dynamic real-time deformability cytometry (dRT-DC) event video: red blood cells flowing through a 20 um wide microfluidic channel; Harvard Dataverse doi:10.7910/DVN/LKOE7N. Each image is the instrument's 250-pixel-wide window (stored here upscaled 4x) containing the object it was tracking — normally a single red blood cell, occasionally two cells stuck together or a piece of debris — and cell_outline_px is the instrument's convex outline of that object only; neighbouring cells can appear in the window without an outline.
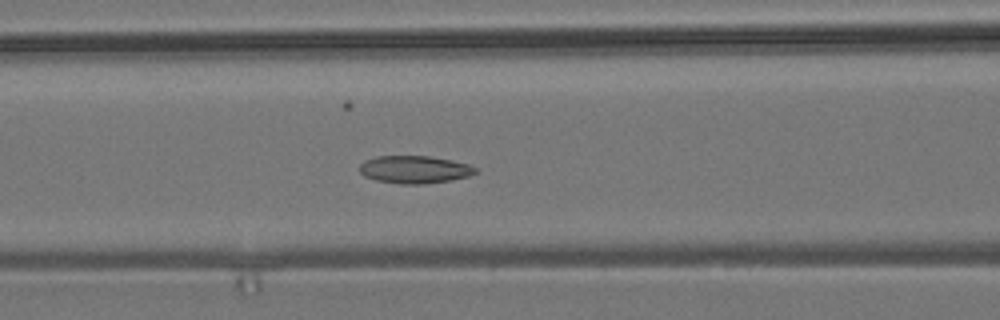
{"species": "common noctule bat (a hibernating species)", "species_latin": "Nyctalus noctula", "temperature_condition": "room temperature", "stored_images_in_passage": 29, "camera_frame_rate_fps": 3000, "um_per_image_px": 0.085, "animal": {"sex": "male", "body_mass_g": 19.2, "forearm_length_mm": 51.8}, "frame": {"image": 1, "passage_image": 23, "time_ms": 7.333, "image_size_px": [1000, 320], "cell_outline_px": [[476, 172], [468, 176], [452, 180], [424, 184], [400, 184], [376, 180], [364, 176], [360, 172], [360, 164], [364, 160], [376, 156], [428, 156], [452, 160], [468, 164], [476, 168]], "centroid_in_image_um": [35.21, 14.41], "position_along_channel_um": 131.4, "area_um2": 18.67}}
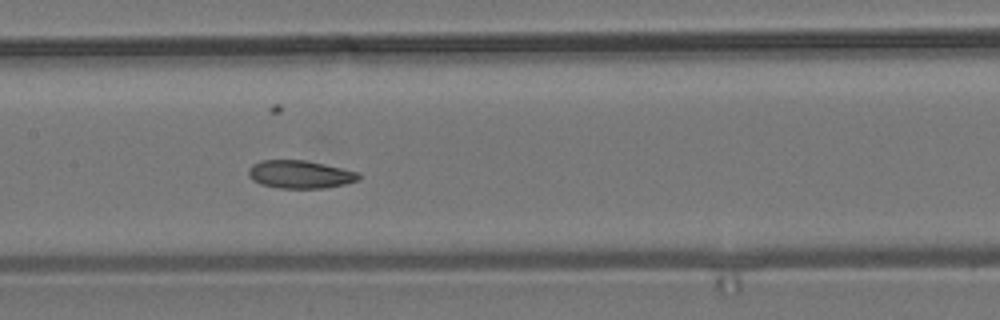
{"frame": {"image": 2, "passage_image": 27, "time_ms": 8.667, "image_size_px": [1000, 320], "cell_outline_px": [[360, 180], [344, 184], [324, 188], [280, 188], [260, 184], [252, 180], [248, 176], [248, 168], [252, 164], [260, 160], [304, 160], [324, 164], [360, 172]], "centroid_in_image_um": [25.49, 14.82], "position_along_channel_um": 181.9, "area_um2": 18.09}}